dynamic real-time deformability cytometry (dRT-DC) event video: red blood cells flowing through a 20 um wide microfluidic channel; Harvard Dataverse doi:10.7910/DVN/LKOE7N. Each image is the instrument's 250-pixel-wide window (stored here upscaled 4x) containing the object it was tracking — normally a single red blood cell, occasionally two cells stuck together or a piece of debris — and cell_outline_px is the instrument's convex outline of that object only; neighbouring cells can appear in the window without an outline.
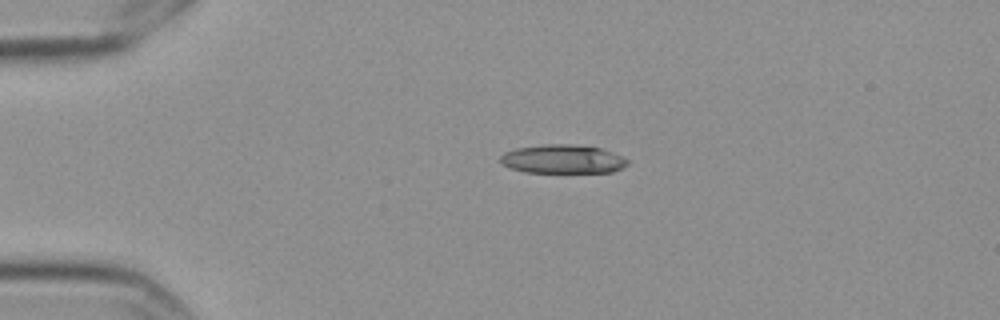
{"species": "Egyptian fruit bat (a non-hibernating species)", "species_latin": "Rousettus aegyptiacus", "temperature_condition": "cold", "stored_images_in_passage": 4, "camera_frame_rate_fps": 3000, "um_per_image_px": 0.085, "frame": {"image": 1, "passage_image": 3, "time_ms": 0.667, "image_size_px": [1000, 320], "cell_outline_px": [[628, 164], [624, 168], [612, 172], [524, 172], [500, 164], [500, 156], [504, 152], [516, 148], [544, 144], [572, 144], [600, 148], [612, 152], [628, 160]], "centroid_in_image_um": [47.81, 13.52], "position_along_channel_um": 37.2, "area_um2": 21.33}}